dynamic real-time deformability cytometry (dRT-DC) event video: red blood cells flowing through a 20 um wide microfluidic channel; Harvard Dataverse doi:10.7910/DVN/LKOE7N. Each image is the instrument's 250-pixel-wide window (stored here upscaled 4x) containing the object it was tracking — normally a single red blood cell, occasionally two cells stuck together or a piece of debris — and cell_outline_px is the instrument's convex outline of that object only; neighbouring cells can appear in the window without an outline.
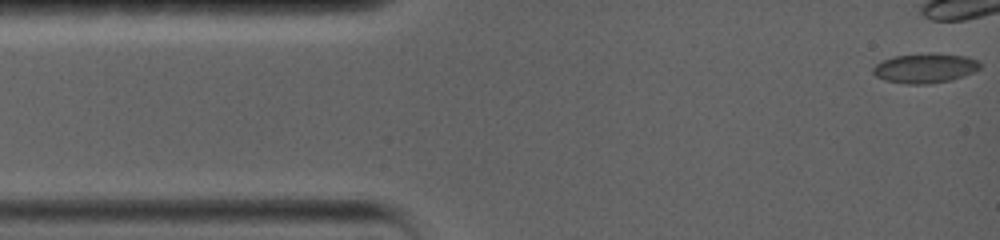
{"species": "common noctule bat (a hibernating species)", "species_latin": "Nyctalus noctula", "temperature_condition": "warm", "stored_images_in_passage": 36, "camera_frame_rate_fps": 5000, "um_per_image_px": 0.085, "animal": {"sex": "female", "body_mass_g": 19.0, "forearm_length_mm": 56.7}, "frame": {"image": 1, "passage_image": 1, "time_ms": 0.0, "image_size_px": [1000, 240], "cell_outline_px": [[980, 68], [964, 76], [948, 80], [928, 84], [904, 84], [884, 80], [876, 76], [872, 72], [872, 68], [876, 64], [884, 60], [896, 56], [936, 52], [964, 56], [976, 60], [980, 64]], "centroid_in_image_um": [78.6, 5.79], "position_along_channel_um": 6.4, "area_um2": 18.38}}